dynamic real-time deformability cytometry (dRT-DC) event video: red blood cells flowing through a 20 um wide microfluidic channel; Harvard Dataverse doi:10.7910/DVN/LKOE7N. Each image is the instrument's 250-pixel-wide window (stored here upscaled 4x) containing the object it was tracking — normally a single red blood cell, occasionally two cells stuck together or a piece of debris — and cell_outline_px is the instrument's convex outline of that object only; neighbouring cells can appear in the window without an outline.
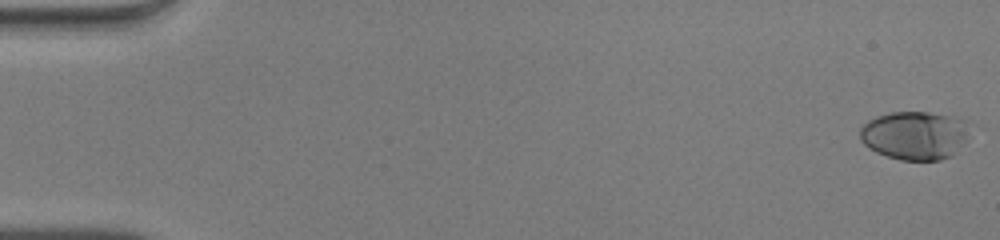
{"species": "human", "species_latin": "Homo sapiens", "temperature_condition": "warm", "stored_images_in_passage": 47, "camera_frame_rate_fps": 3000, "um_per_image_px": 0.085, "donor": {"sex": "male"}, "frame": {"image": 1, "passage_image": 1, "time_ms": 0.0, "image_size_px": [1000, 240], "cell_outline_px": [[980, 128], [952, 156], [940, 160], [900, 160], [876, 152], [868, 148], [860, 140], [860, 128], [868, 120], [876, 116], [892, 112], [928, 112], [952, 116], [968, 120], [976, 124]], "centroid_in_image_um": [77.92, 11.49], "position_along_channel_um": 7.1, "area_um2": 32.31}}
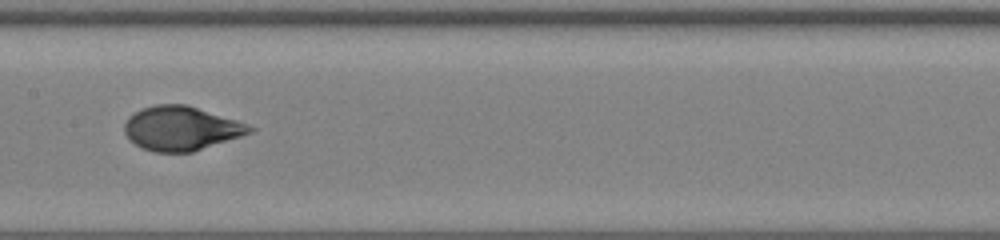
{"frame": {"image": 2, "passage_image": 27, "time_ms": 8.667, "image_size_px": [1000, 240], "cell_outline_px": [[256, 132], [192, 152], [156, 152], [144, 148], [128, 140], [124, 132], [124, 124], [128, 116], [140, 108], [156, 104], [184, 104], [236, 120], [248, 124], [256, 128]], "centroid_in_image_um": [15.4, 10.91], "position_along_channel_um": 192.0, "area_um2": 32.37}}
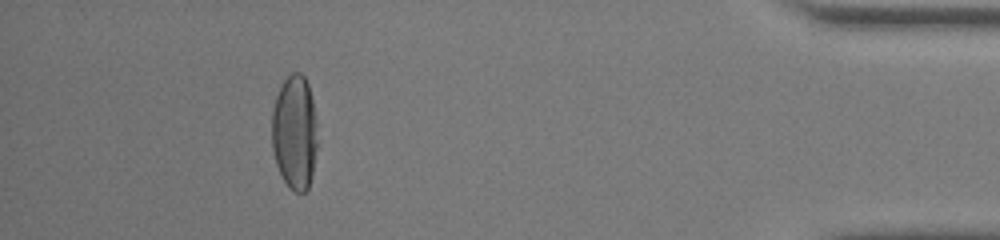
{"frame": {"image": 3, "passage_image": 47, "time_ms": 15.333, "image_size_px": [1000, 240], "cell_outline_px": [[316, 148], [312, 176], [308, 188], [304, 192], [296, 192], [288, 188], [276, 164], [272, 148], [272, 112], [276, 96], [284, 80], [292, 72], [300, 72], [304, 76], [308, 84], [312, 100], [316, 124]], "centroid_in_image_um": [25.03, 11.26], "position_along_channel_um": 410.2, "area_um2": 30.29}, "authors_computed_cell_mechanics": {"area_um2": 31.7322, "velocity_mm_per_s": 4.093, "shape_relaxation_time_tau1_ms": 5.978, "shape_relaxation_time_tau2_ms": null, "deformation_change_tau1": 0.262, "deformation_change_tau2": null}}